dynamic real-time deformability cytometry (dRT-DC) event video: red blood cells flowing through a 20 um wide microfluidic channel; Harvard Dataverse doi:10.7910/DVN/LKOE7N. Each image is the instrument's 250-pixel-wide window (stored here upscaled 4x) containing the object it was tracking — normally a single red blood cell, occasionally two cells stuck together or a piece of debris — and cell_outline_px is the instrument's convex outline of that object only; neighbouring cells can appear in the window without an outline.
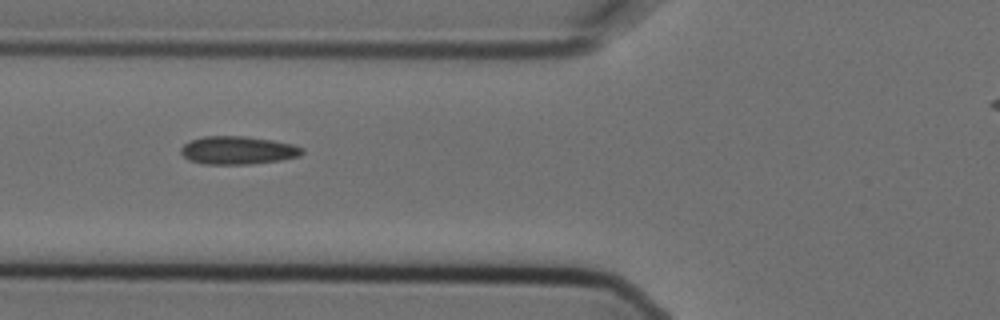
{"species": "Egyptian fruit bat (a non-hibernating species)", "species_latin": "Rousettus aegyptiacus", "temperature_condition": "cold", "stored_images_in_passage": 3, "camera_frame_rate_fps": 3000, "um_per_image_px": 0.085, "animal": {"sex": "female"}, "frame": {"image": 1, "passage_image": 2, "time_ms": 0.333, "image_size_px": [1000, 320], "cell_outline_px": [[304, 152], [300, 156], [280, 160], [248, 164], [204, 164], [188, 160], [180, 152], [180, 148], [184, 144], [192, 140], [204, 136], [248, 136], [272, 140], [292, 144], [304, 148]], "centroid_in_image_um": [20.22, 12.77], "position_along_channel_um": 105.6, "area_um2": 19.88}}
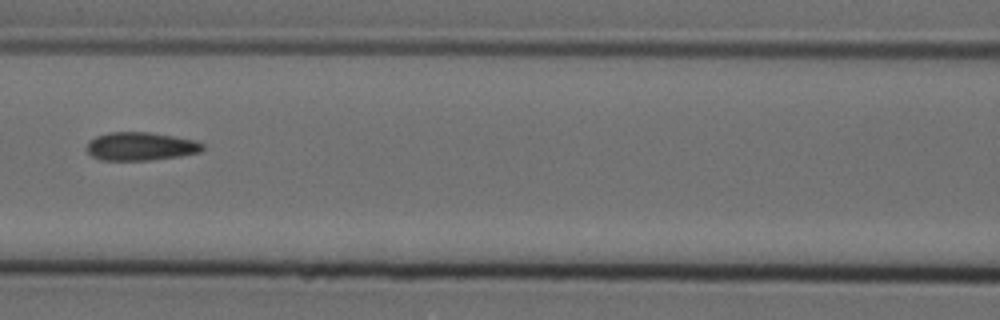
{"frame": {"image": 2, "passage_image": 3, "time_ms": 0.667, "image_size_px": [1000, 320], "cell_outline_px": [[204, 148], [200, 152], [180, 156], [148, 160], [100, 160], [92, 156], [84, 148], [88, 140], [96, 136], [108, 132], [148, 132], [172, 136], [192, 140], [204, 144]], "centroid_in_image_um": [11.89, 12.44], "position_along_channel_um": 154.7, "area_um2": 19.13}}